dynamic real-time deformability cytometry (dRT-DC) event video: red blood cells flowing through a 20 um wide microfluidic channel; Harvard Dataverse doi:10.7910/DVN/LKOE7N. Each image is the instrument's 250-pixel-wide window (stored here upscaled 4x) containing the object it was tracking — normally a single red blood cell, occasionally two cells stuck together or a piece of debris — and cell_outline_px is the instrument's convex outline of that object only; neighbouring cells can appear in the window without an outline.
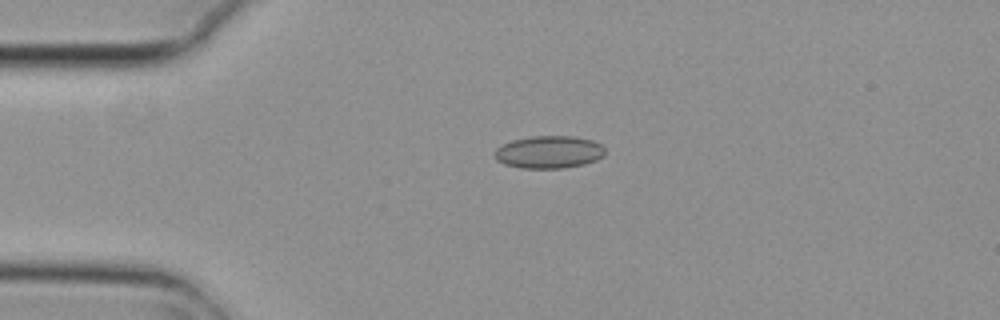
{"species": "common noctule bat (a hibernating species)", "species_latin": "Nyctalus noctula", "temperature_condition": "cold", "stored_images_in_passage": 4, "camera_frame_rate_fps": 3000, "um_per_image_px": 0.085, "animal": {"sex": "female", "body_mass_g": 29.2, "forearm_length_mm": 56.3}, "frame": {"image": 1, "passage_image": 3, "time_ms": 0.667, "image_size_px": [1000, 320], "cell_outline_px": [[604, 156], [596, 160], [584, 164], [564, 168], [520, 168], [504, 164], [496, 160], [496, 148], [512, 140], [532, 136], [572, 136], [592, 140], [600, 144], [604, 148]], "centroid_in_image_um": [46.67, 12.93], "position_along_channel_um": 38.3, "area_um2": 20.87}}